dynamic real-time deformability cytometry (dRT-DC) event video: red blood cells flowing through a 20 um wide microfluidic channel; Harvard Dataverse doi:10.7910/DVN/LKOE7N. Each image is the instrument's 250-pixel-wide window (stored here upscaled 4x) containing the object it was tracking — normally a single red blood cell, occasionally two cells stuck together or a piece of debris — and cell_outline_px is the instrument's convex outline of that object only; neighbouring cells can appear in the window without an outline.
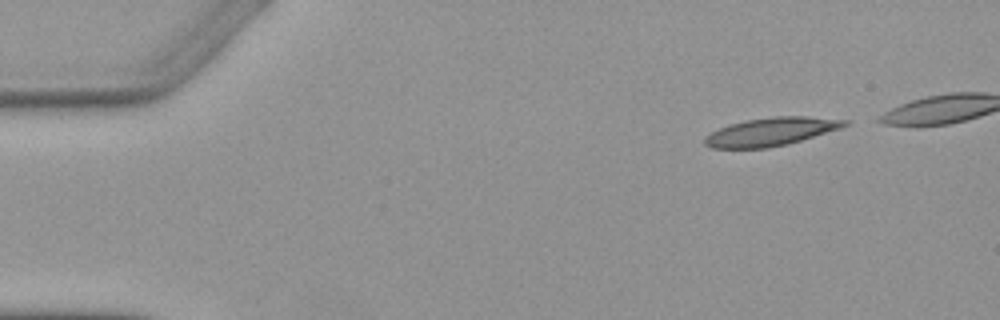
{"species": "Egyptian fruit bat (a non-hibernating species)", "species_latin": "Rousettus aegyptiacus", "temperature_condition": "warm", "stored_images_in_passage": 4, "camera_frame_rate_fps": 3000, "um_per_image_px": 0.085, "animal": {"sex": "female"}, "frame": {"image": 1, "passage_image": 1, "time_ms": 0.0, "image_size_px": [1000, 320], "cell_outline_px": [[852, 120], [848, 124], [840, 128], [800, 140], [768, 148], [712, 148], [704, 144], [704, 140], [712, 132], [728, 124], [744, 120], [776, 116], [808, 116]], "centroid_in_image_um": [65.55, 11.18], "position_along_channel_um": 19.5, "area_um2": 22.77}}